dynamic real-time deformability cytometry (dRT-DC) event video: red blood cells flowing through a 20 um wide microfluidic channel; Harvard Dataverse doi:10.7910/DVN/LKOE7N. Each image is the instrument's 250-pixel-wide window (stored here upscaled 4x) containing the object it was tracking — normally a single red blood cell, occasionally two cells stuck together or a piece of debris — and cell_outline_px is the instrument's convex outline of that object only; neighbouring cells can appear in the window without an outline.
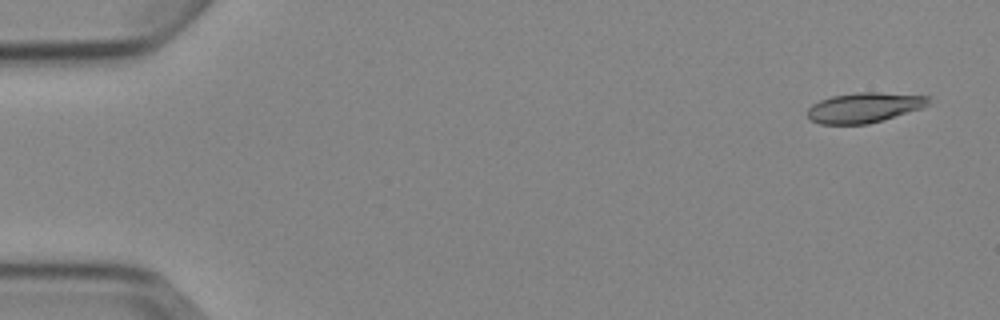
{"species": "Egyptian fruit bat (a non-hibernating species)", "species_latin": "Rousettus aegyptiacus", "temperature_condition": "cold", "stored_images_in_passage": 6, "camera_frame_rate_fps": 3000, "um_per_image_px": 0.085, "animal": {"sex": "female"}, "frame": {"image": 1, "passage_image": 1, "time_ms": 0.0, "image_size_px": [1000, 320], "cell_outline_px": [[928, 104], [924, 108], [884, 120], [868, 124], [820, 124], [812, 120], [808, 116], [808, 108], [812, 104], [820, 100], [832, 96], [856, 92], [880, 92], [928, 96]], "centroid_in_image_um": [73.47, 9.14], "position_along_channel_um": 11.5, "area_um2": 21.27}}
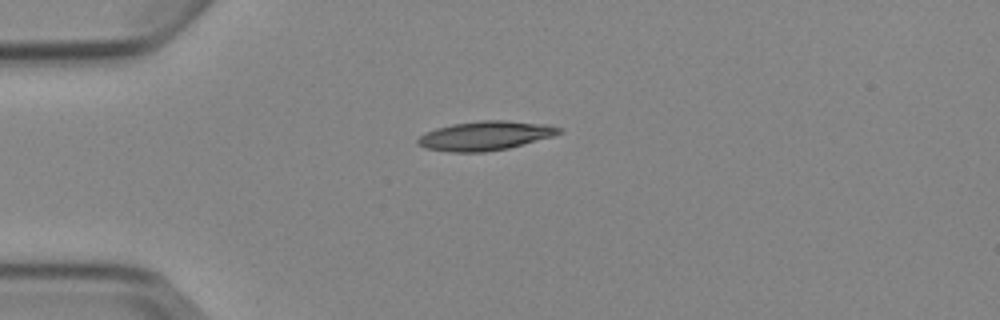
{"frame": {"image": 2, "passage_image": 4, "time_ms": 3.667, "image_size_px": [1000, 320], "cell_outline_px": [[564, 132], [552, 136], [508, 148], [484, 152], [452, 152], [424, 148], [416, 144], [416, 140], [424, 132], [436, 128], [452, 124], [480, 120], [504, 120], [548, 124], [564, 128]], "centroid_in_image_um": [41.24, 11.53], "position_along_channel_um": 43.8, "area_um2": 24.16}}
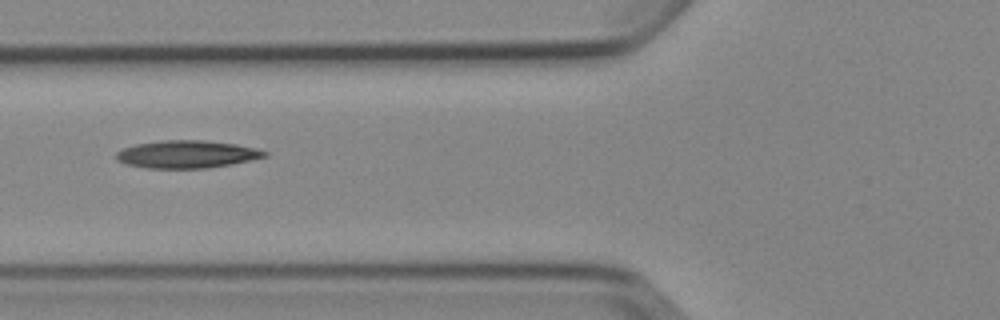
{"frame": {"image": 3, "passage_image": 6, "time_ms": 6.0, "image_size_px": [1000, 320], "cell_outline_px": [[268, 156], [232, 164], [204, 168], [148, 168], [124, 164], [116, 160], [116, 152], [124, 148], [136, 144], [160, 140], [204, 140], [236, 144], [256, 148], [268, 152]], "centroid_in_image_um": [15.87, 13.11], "position_along_channel_um": 109.9, "area_um2": 23.93}}